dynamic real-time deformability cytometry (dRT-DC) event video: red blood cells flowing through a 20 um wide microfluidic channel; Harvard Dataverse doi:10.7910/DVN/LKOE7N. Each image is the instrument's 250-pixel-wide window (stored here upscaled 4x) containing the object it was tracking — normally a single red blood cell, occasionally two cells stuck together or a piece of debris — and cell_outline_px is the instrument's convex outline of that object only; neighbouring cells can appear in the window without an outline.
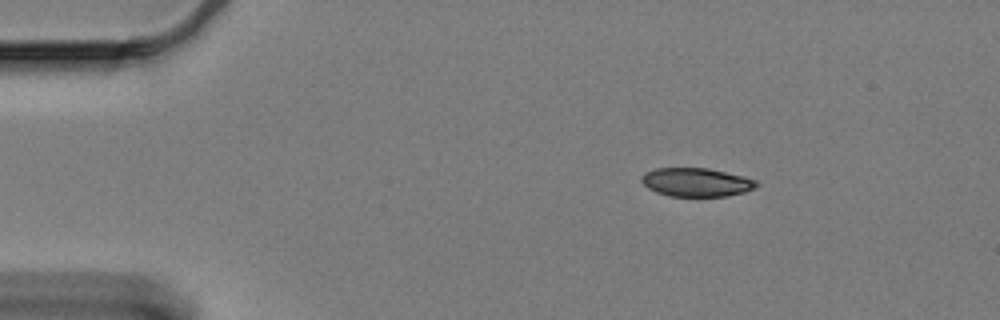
{"species": "Egyptian fruit bat (a non-hibernating species)", "species_latin": "Rousettus aegyptiacus", "temperature_condition": "cold", "stored_images_in_passage": 52, "camera_frame_rate_fps": 3000, "um_per_image_px": 0.085, "animal": {"sex": "female"}, "frame": {"image": 1, "passage_image": 1, "time_ms": 0.0, "image_size_px": [1000, 320], "cell_outline_px": [[760, 184], [756, 188], [744, 192], [728, 196], [668, 196], [656, 192], [648, 188], [640, 180], [640, 176], [644, 172], [656, 168], [708, 168], [744, 176], [756, 180]], "centroid_in_image_um": [59.19, 15.49], "position_along_channel_um": 25.8, "area_um2": 19.36}}
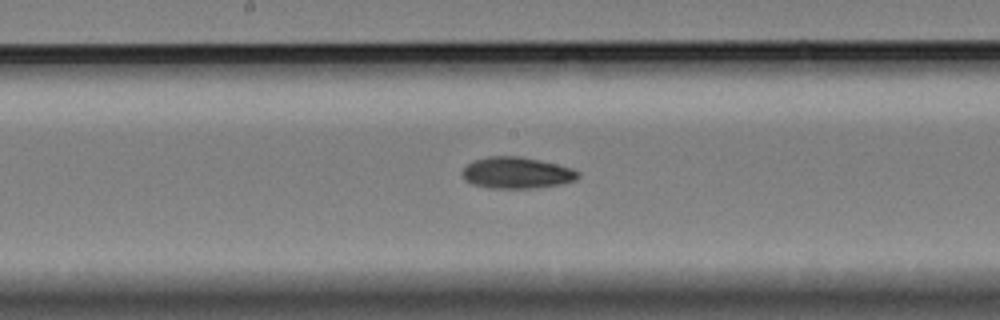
{"frame": {"image": 2, "passage_image": 23, "time_ms": 7.333, "image_size_px": [1000, 320], "cell_outline_px": [[580, 176], [576, 180], [560, 184], [536, 188], [488, 188], [472, 184], [464, 180], [460, 176], [460, 172], [472, 160], [488, 156], [520, 156], [540, 160], [572, 168], [580, 172]], "centroid_in_image_um": [43.88, 14.69], "position_along_channel_um": 204.3, "area_um2": 21.5}}
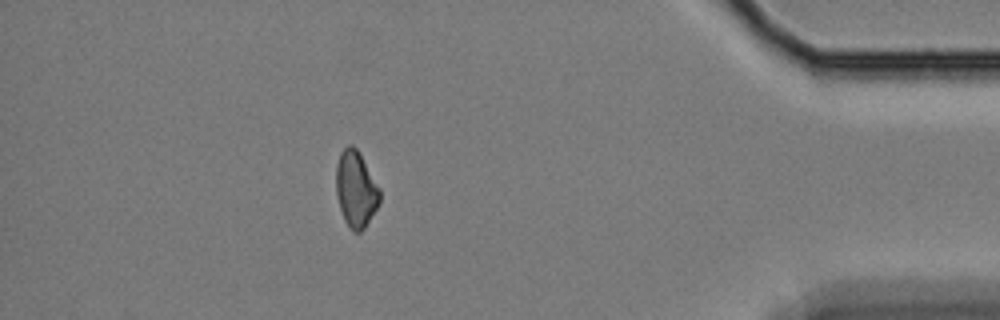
{"frame": {"image": 3, "passage_image": 45, "time_ms": 14.667, "image_size_px": [1000, 320], "cell_outline_px": [[380, 204], [364, 228], [360, 232], [352, 232], [344, 220], [340, 208], [336, 192], [336, 164], [340, 152], [348, 144], [352, 144], [356, 148], [380, 188]], "centroid_in_image_um": [30.24, 16.09], "position_along_channel_um": 405.0, "area_um2": 19.42}, "authors_computed_cell_mechanics": {"area_um2": 20.6346, "velocity_mm_per_s": 3.3184, "shape_relaxation_time_tau1_ms": 5.3341, "shape_relaxation_time_tau2_ms": 8.6535, "deformation_change_tau1": 0.1175, "deformation_change_tau2": 0.1441}}